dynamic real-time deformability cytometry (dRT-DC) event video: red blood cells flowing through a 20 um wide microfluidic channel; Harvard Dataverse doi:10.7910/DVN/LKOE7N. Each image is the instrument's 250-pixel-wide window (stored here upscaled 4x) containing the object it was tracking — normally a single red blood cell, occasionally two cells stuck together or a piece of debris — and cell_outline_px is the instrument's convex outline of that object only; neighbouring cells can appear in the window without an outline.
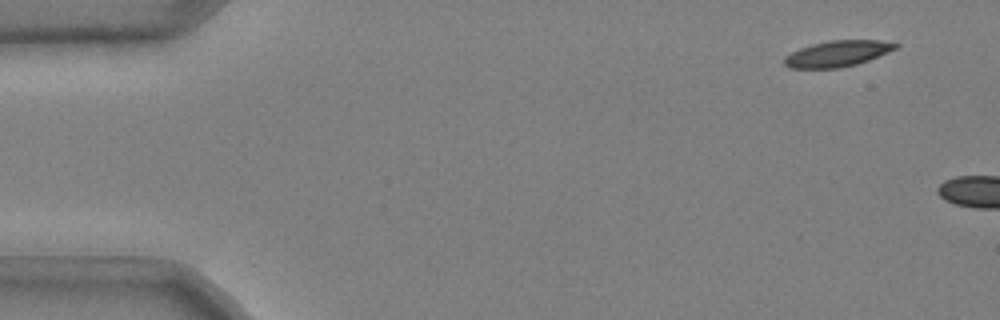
{"species": "common noctule bat (a hibernating species)", "species_latin": "Nyctalus noctula", "temperature_condition": "cold", "stored_images_in_passage": 4, "camera_frame_rate_fps": 3000, "um_per_image_px": 0.085, "animal": {"sex": "male", "body_mass_g": 20.4}, "frame": {"image": 1, "passage_image": 1, "time_ms": 0.0, "image_size_px": [1000, 320], "cell_outline_px": [[900, 44], [896, 48], [888, 52], [868, 60], [856, 64], [840, 68], [788, 68], [784, 64], [784, 60], [792, 52], [800, 48], [812, 44], [832, 40], [880, 40]], "centroid_in_image_um": [71.19, 4.56], "position_along_channel_um": 13.8, "area_um2": 16.65}}